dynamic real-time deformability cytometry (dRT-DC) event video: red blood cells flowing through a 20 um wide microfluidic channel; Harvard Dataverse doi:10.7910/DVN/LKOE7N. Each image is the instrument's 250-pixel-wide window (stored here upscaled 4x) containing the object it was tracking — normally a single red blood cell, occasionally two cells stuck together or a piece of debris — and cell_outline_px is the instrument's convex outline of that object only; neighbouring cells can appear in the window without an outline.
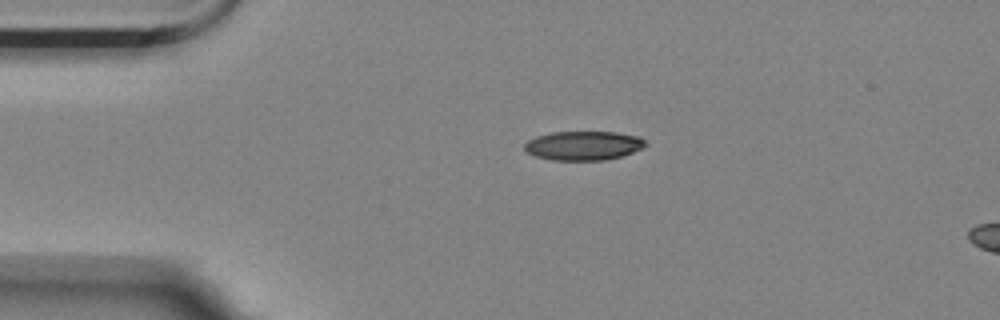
{"species": "Egyptian fruit bat (a non-hibernating species)", "species_latin": "Rousettus aegyptiacus", "temperature_condition": "room temperature", "stored_images_in_passage": 4, "camera_frame_rate_fps": 3000, "um_per_image_px": 0.085, "animal": {"sex": "female"}, "frame": {"image": 1, "passage_image": 1, "time_ms": 0.0, "image_size_px": [1000, 320], "cell_outline_px": [[648, 144], [644, 148], [620, 156], [604, 160], [552, 160], [536, 156], [528, 152], [524, 148], [524, 144], [528, 140], [536, 136], [552, 132], [616, 132], [640, 136]], "centroid_in_image_um": [49.61, 12.37], "position_along_channel_um": 35.4, "area_um2": 20.52}}